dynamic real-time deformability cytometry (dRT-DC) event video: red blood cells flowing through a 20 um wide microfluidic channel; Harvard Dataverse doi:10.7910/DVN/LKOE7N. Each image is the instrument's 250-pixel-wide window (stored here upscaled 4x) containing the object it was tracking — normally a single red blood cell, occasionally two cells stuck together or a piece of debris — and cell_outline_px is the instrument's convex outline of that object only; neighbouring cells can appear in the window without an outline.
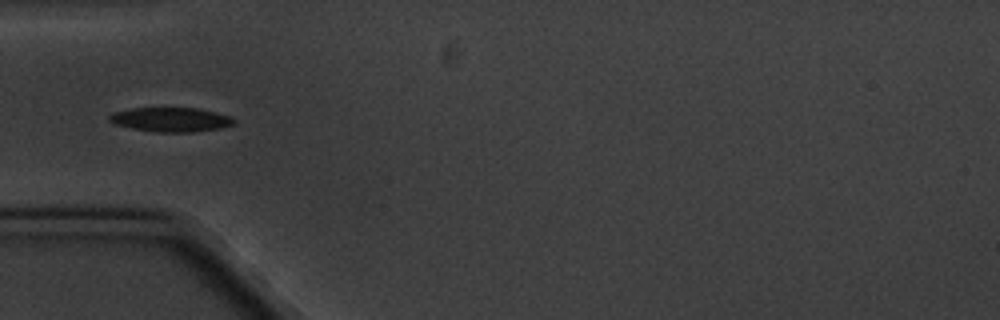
{"species": "common noctule bat (a hibernating species)", "species_latin": "Nyctalus noctula", "temperature_condition": "cold", "stored_images_in_passage": 7, "camera_frame_rate_fps": 3000, "um_per_image_px": 0.085, "animal": {"sex": "male", "body_mass_g": 20.1, "forearm_length_mm": 53.5}, "frame": {"image": 1, "passage_image": 4, "time_ms": 4.333, "image_size_px": [1000, 320], "cell_outline_px": [[236, 124], [220, 128], [192, 132], [152, 132], [132, 128], [116, 124], [108, 120], [108, 116], [112, 112], [132, 108], [196, 108], [216, 112], [232, 116], [236, 120]], "centroid_in_image_um": [14.54, 10.16], "position_along_channel_um": 70.5, "area_um2": 17.8}}